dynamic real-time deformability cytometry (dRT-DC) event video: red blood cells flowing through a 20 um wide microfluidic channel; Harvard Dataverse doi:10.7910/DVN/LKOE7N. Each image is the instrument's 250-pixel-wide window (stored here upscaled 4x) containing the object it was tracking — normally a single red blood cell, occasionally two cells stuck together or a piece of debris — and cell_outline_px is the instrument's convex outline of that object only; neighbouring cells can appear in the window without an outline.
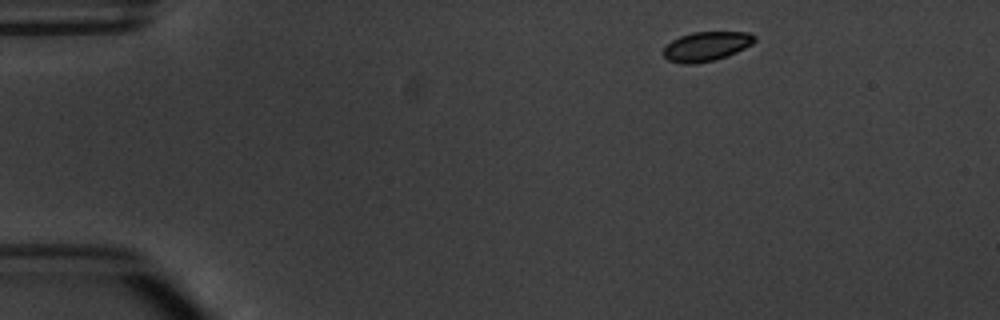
{"species": "common noctule bat (a hibernating species)", "species_latin": "Nyctalus noctula", "temperature_condition": "warm", "stored_images_in_passage": 7, "camera_frame_rate_fps": 3000, "um_per_image_px": 0.085, "animal": {"sex": "male", "body_mass_g": 20.1, "forearm_length_mm": 53.5}, "frame": {"image": 1, "passage_image": 1, "time_ms": 0.0, "image_size_px": [1000, 320], "cell_outline_px": [[756, 40], [752, 44], [736, 52], [716, 60], [692, 64], [684, 64], [668, 60], [664, 56], [664, 48], [672, 40], [680, 36], [692, 32], [748, 32], [756, 36]], "centroid_in_image_um": [60.05, 3.94], "position_along_channel_um": 24.9, "area_um2": 15.55}}
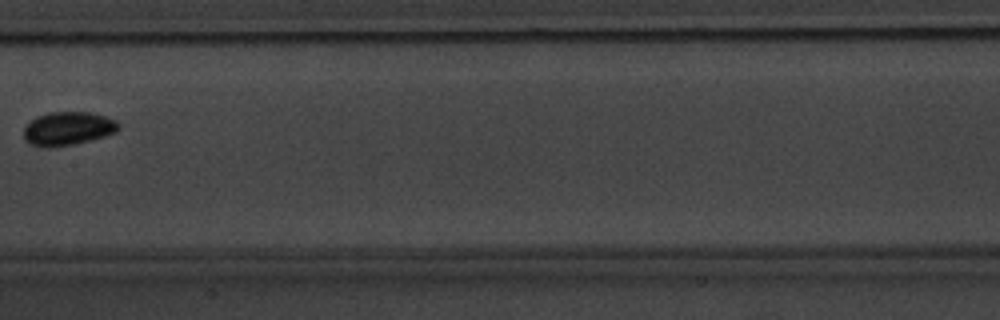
{"frame": {"image": 2, "passage_image": 6, "time_ms": 6.667, "image_size_px": [1000, 320], "cell_outline_px": [[120, 128], [116, 132], [92, 140], [72, 144], [48, 148], [44, 148], [32, 144], [24, 140], [24, 128], [28, 120], [36, 116], [48, 112], [88, 112], [104, 116], [116, 120], [120, 124]], "centroid_in_image_um": [5.75, 10.92], "position_along_channel_um": 201.7, "area_um2": 18.73}}
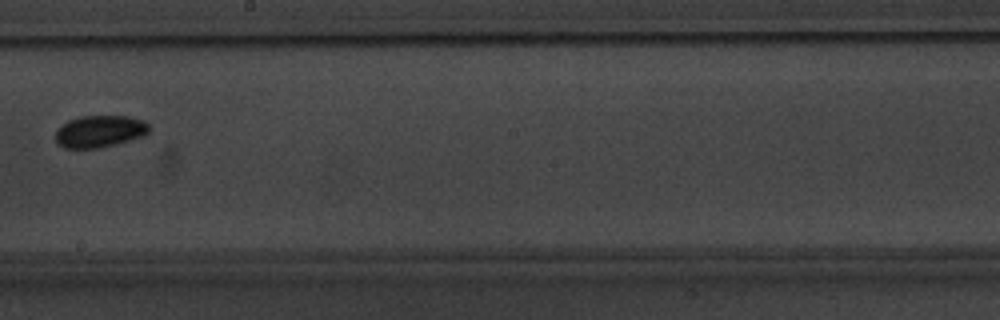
{"frame": {"image": 3, "passage_image": 7, "time_ms": 7.667, "image_size_px": [1000, 320], "cell_outline_px": [[152, 128], [144, 136], [116, 144], [100, 148], [64, 148], [56, 144], [56, 128], [68, 120], [80, 116], [128, 116], [144, 120]], "centroid_in_image_um": [8.47, 11.16], "position_along_channel_um": 239.7, "area_um2": 17.74}}